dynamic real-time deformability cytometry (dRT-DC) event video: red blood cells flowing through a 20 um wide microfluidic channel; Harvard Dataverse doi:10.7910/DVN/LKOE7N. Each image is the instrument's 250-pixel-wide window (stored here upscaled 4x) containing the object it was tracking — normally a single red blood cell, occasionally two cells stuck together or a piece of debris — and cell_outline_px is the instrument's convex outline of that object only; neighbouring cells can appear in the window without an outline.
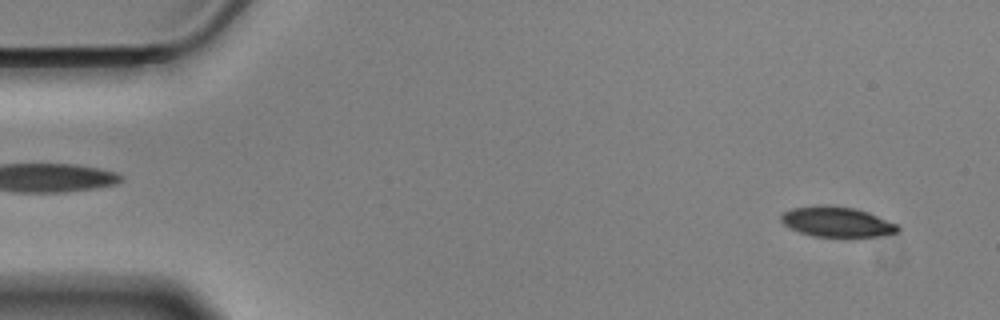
{"species": "Egyptian fruit bat (a non-hibernating species)", "species_latin": "Rousettus aegyptiacus", "temperature_condition": "cold", "stored_images_in_passage": 56, "camera_frame_rate_fps": 3000, "um_per_image_px": 0.085, "animal": {"sex": "male"}, "frame": {"image": 1, "passage_image": 3, "time_ms": 0.667, "image_size_px": [1000, 320], "cell_outline_px": [[900, 232], [880, 236], [812, 236], [800, 232], [784, 224], [780, 220], [780, 216], [784, 212], [792, 208], [824, 204], [828, 204], [856, 208], [868, 212], [896, 224], [900, 228]], "centroid_in_image_um": [71.13, 18.84], "position_along_channel_um": 13.9, "area_um2": 20.46}}
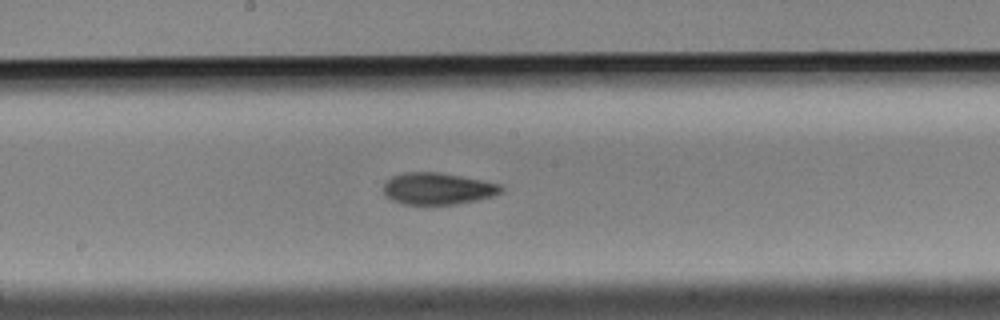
{"frame": {"image": 2, "passage_image": 29, "time_ms": 9.333, "image_size_px": [1000, 320], "cell_outline_px": [[504, 192], [492, 196], [476, 200], [456, 204], [404, 204], [392, 200], [384, 192], [384, 184], [392, 176], [404, 172], [440, 172], [484, 180], [500, 184], [504, 188]], "centroid_in_image_um": [37.25, 16.02], "position_along_channel_um": 211.0, "area_um2": 21.79}}
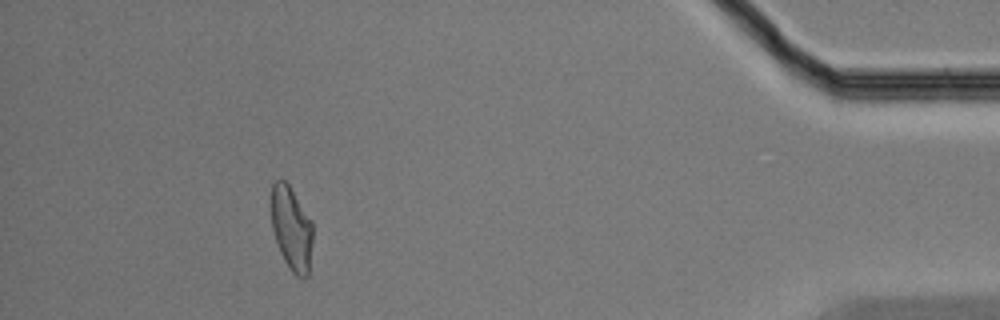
{"frame": {"image": 3, "passage_image": 51, "time_ms": 16.667, "image_size_px": [1000, 320], "cell_outline_px": [[312, 244], [308, 276], [304, 280], [296, 276], [292, 272], [284, 260], [276, 244], [272, 228], [272, 184], [280, 176], [288, 184], [312, 220]], "centroid_in_image_um": [24.78, 19.44], "position_along_channel_um": 410.4, "area_um2": 20.46}, "authors_computed_cell_mechanics": {"area_um2": 21.4727, "velocity_mm_per_s": 3.5095, "shape_relaxation_time_tau1_ms": 4.4275, "shape_relaxation_time_tau2_ms": 5.0638, "deformation_change_tau1": 0.1429, "deformation_change_tau2": 0.1101}}